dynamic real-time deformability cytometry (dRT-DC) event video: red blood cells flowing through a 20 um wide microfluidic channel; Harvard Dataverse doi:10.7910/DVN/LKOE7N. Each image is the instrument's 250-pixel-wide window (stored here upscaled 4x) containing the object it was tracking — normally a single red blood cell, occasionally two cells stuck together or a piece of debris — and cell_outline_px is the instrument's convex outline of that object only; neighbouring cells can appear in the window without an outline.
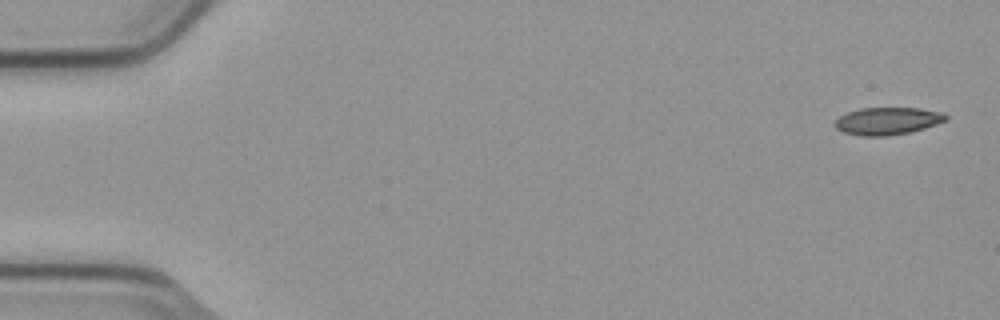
{"species": "common noctule bat (a hibernating species)", "species_latin": "Nyctalus noctula", "temperature_condition": "cold", "stored_images_in_passage": 4, "camera_frame_rate_fps": 3000, "um_per_image_px": 0.085, "animal": {"sex": "male", "body_mass_g": 23.1, "forearm_length_mm": 52.7}, "frame": {"image": 1, "passage_image": 1, "time_ms": 0.0, "image_size_px": [1000, 320], "cell_outline_px": [[948, 120], [924, 128], [908, 132], [884, 136], [860, 136], [844, 132], [836, 128], [832, 124], [840, 116], [848, 112], [860, 108], [920, 108], [944, 112], [948, 116]], "centroid_in_image_um": [75.45, 10.28], "position_along_channel_um": 9.6, "area_um2": 17.74}}